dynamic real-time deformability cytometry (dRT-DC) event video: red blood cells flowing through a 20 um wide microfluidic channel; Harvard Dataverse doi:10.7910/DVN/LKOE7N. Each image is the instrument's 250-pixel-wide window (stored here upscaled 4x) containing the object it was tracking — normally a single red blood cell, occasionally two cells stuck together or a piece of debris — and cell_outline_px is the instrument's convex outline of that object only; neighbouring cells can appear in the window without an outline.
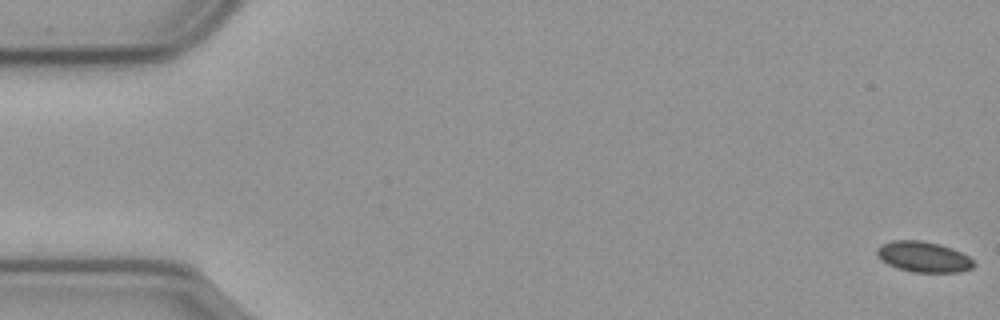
{"species": "common noctule bat (a hibernating species)", "species_latin": "Nyctalus noctula", "temperature_condition": "cold", "stored_images_in_passage": 18, "camera_frame_rate_fps": 3000, "um_per_image_px": 0.085, "animal": {"sex": "male", "body_mass_g": 23.1, "forearm_length_mm": 52.7}, "frame": {"image": 1, "passage_image": 1, "time_ms": 0.0, "image_size_px": [1000, 320], "cell_outline_px": [[976, 264], [972, 268], [960, 272], [912, 272], [896, 268], [880, 260], [876, 256], [876, 248], [880, 244], [892, 240], [920, 240], [940, 244], [952, 248], [968, 256]], "centroid_in_image_um": [78.45, 21.83], "position_along_channel_um": 6.5, "area_um2": 17.51}}
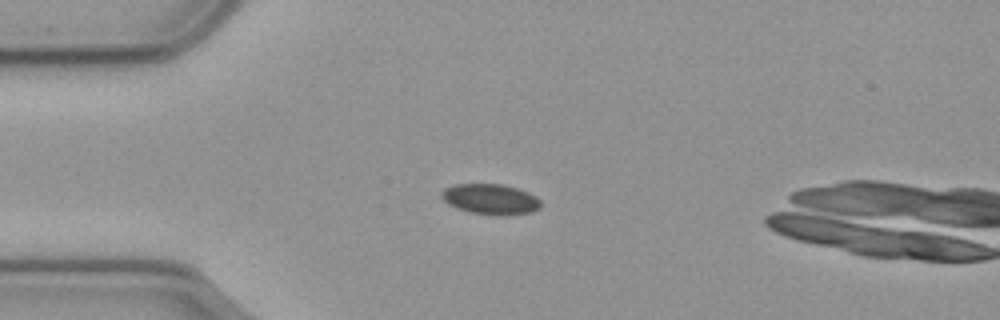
{"frame": {"image": 2, "passage_image": 15, "time_ms": 4.667, "image_size_px": [1000, 320], "cell_outline_px": [[540, 208], [532, 212], [508, 216], [500, 216], [468, 212], [456, 208], [448, 204], [440, 196], [440, 192], [444, 188], [456, 184], [500, 184], [516, 188], [528, 192], [536, 196], [540, 200]], "centroid_in_image_um": [41.68, 16.94], "position_along_channel_um": 43.3, "area_um2": 17.86}}